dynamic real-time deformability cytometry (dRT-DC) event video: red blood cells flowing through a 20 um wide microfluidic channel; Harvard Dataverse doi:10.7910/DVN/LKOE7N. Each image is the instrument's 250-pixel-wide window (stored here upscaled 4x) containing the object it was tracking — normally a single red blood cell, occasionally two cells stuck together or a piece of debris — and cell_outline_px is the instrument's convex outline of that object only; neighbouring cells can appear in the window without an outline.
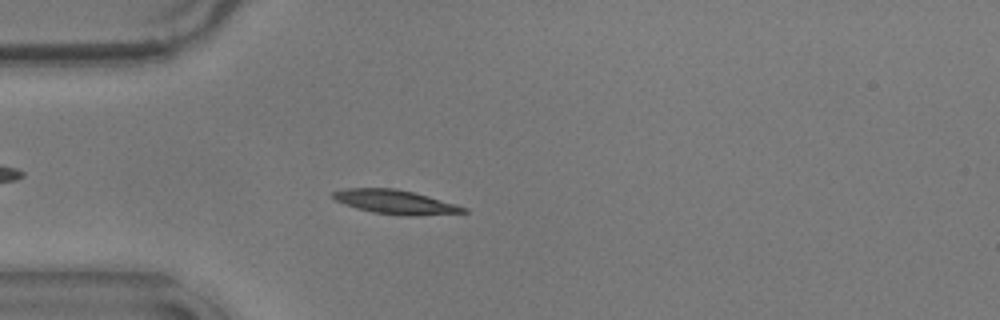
{"species": "common noctule bat (a hibernating species)", "species_latin": "Nyctalus noctula", "temperature_condition": "warm", "stored_images_in_passage": 37, "camera_frame_rate_fps": 3000, "um_per_image_px": 0.085, "animal": {"sex": "male", "body_mass_g": 17.9}, "frame": {"image": 1, "passage_image": 9, "time_ms": 2.667, "image_size_px": [1000, 320], "cell_outline_px": [[468, 212], [416, 216], [408, 216], [372, 212], [356, 208], [344, 204], [336, 200], [332, 196], [332, 192], [344, 188], [396, 188], [428, 196], [456, 204], [468, 208]], "centroid_in_image_um": [33.6, 17.17], "position_along_channel_um": 51.4, "area_um2": 18.26}}
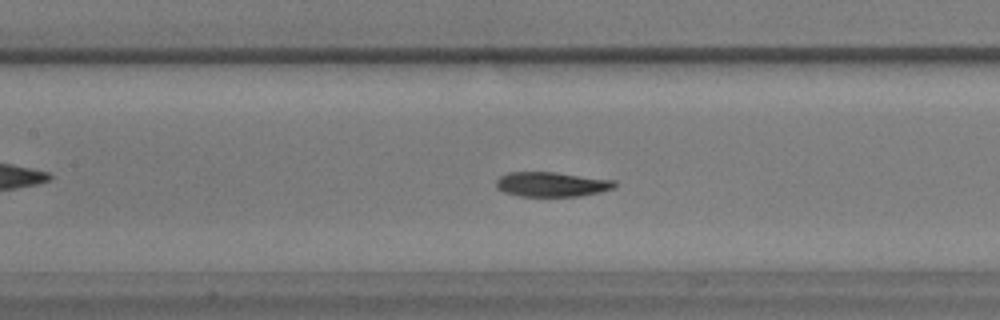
{"frame": {"image": 2, "passage_image": 19, "time_ms": 6.0, "image_size_px": [1000, 320], "cell_outline_px": [[616, 188], [600, 192], [580, 196], [520, 196], [504, 192], [496, 188], [496, 180], [500, 176], [508, 172], [556, 172], [616, 180]], "centroid_in_image_um": [46.91, 15.66], "position_along_channel_um": 160.5, "area_um2": 17.22}}
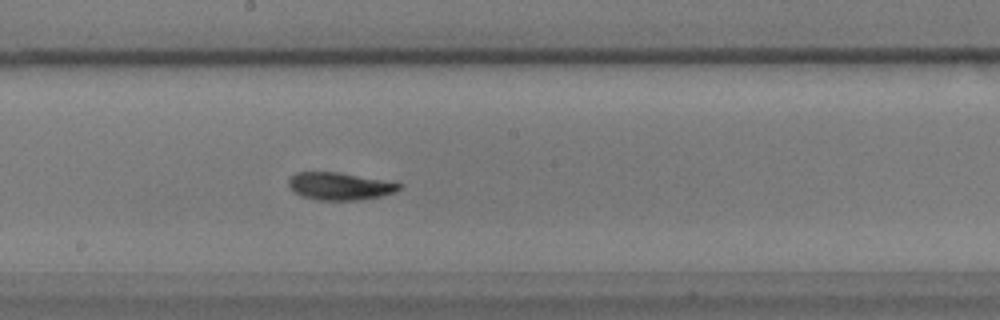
{"frame": {"image": 3, "passage_image": 24, "time_ms": 7.667, "image_size_px": [1000, 320], "cell_outline_px": [[404, 184], [396, 192], [364, 200], [316, 200], [300, 196], [292, 192], [288, 184], [288, 180], [296, 172], [340, 172], [396, 180]], "centroid_in_image_um": [28.96, 15.81], "position_along_channel_um": 219.2, "area_um2": 18.5}}